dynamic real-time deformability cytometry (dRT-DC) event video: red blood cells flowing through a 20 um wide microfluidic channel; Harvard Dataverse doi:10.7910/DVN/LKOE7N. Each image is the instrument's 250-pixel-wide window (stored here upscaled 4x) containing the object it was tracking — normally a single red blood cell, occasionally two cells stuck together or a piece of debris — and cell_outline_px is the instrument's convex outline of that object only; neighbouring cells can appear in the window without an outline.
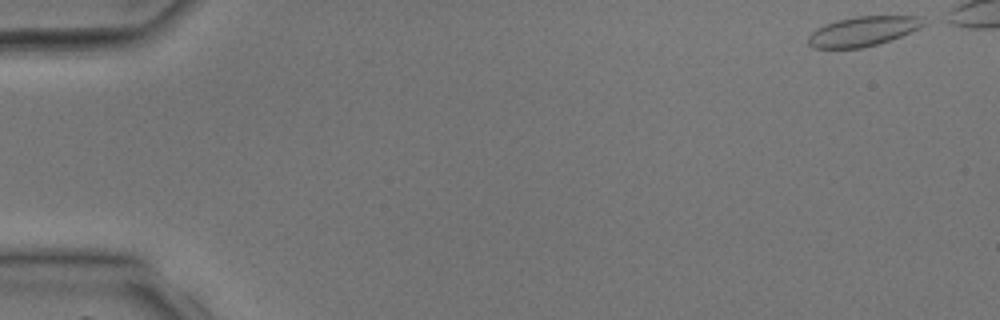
{"species": "common noctule bat (a hibernating species)", "species_latin": "Nyctalus noctula", "temperature_condition": "room temperature", "stored_images_in_passage": 34, "camera_frame_rate_fps": 3000, "um_per_image_px": 0.085, "animal": {"sex": "male", "body_mass_g": 17.9, "forearm_length_mm": 54.2}, "frame": {"image": 1, "passage_image": 1, "time_ms": 0.0, "image_size_px": [1000, 320], "cell_outline_px": [[932, 20], [920, 28], [900, 36], [876, 44], [860, 48], [812, 48], [808, 44], [808, 36], [816, 28], [824, 24], [836, 20], [856, 16], [924, 16]], "centroid_in_image_um": [73.4, 2.63], "position_along_channel_um": 11.6, "area_um2": 20.17}}
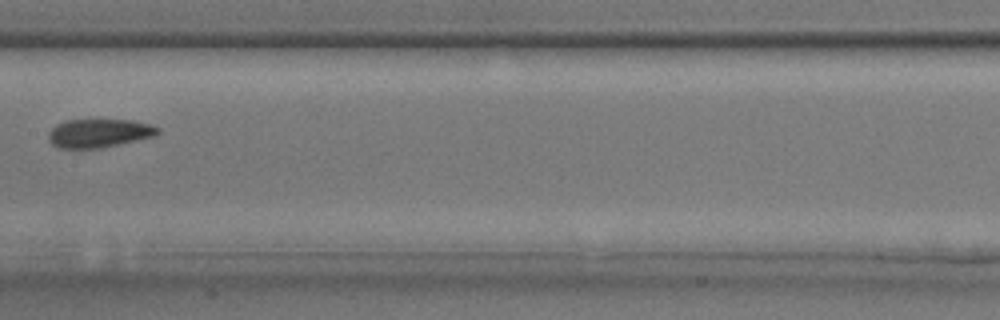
{"frame": {"image": 2, "passage_image": 20, "time_ms": 6.333, "image_size_px": [1000, 320], "cell_outline_px": [[160, 132], [156, 136], [100, 148], [60, 148], [52, 144], [48, 140], [48, 132], [56, 124], [64, 120], [132, 120], [148, 124], [160, 128]], "centroid_in_image_um": [8.4, 11.32], "position_along_channel_um": 199.0, "area_um2": 18.21}}
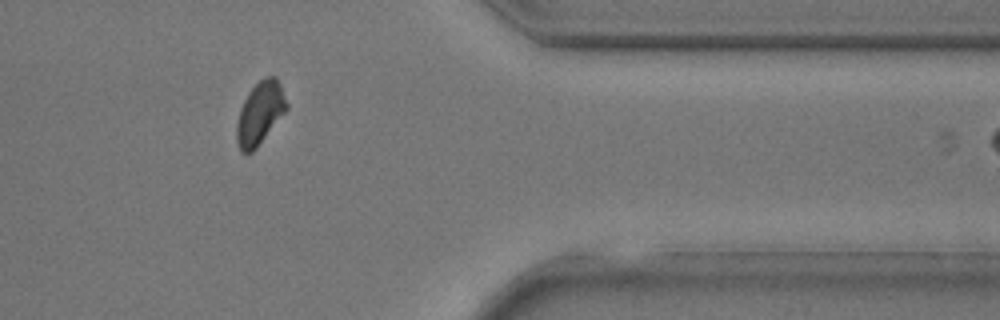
{"frame": {"image": 3, "passage_image": 32, "time_ms": 10.333, "image_size_px": [1000, 320], "cell_outline_px": [[288, 108], [256, 148], [252, 152], [240, 152], [236, 144], [236, 124], [240, 108], [248, 92], [264, 76], [276, 76], [280, 84], [288, 104]], "centroid_in_image_um": [22.08, 9.62], "position_along_channel_um": 389.3, "area_um2": 18.21}}